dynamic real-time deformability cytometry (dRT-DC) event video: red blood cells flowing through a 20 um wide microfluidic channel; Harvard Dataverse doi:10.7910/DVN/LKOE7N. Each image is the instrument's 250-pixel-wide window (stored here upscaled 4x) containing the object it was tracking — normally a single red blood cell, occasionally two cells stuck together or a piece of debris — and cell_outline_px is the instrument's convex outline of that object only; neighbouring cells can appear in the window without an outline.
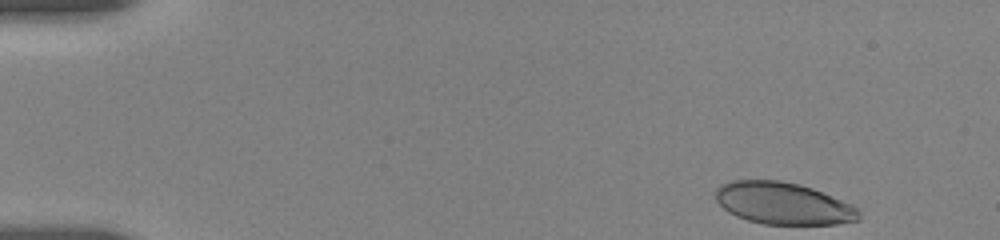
{"species": "human", "species_latin": "Homo sapiens", "temperature_condition": "room temperature", "stored_images_in_passage": 16, "camera_frame_rate_fps": 3000, "um_per_image_px": 0.085, "donor": {"sex": "female"}, "frame": {"image": 1, "passage_image": 1, "time_ms": 0.0, "image_size_px": [1000, 240], "cell_outline_px": [[860, 220], [836, 224], [764, 224], [748, 220], [736, 216], [728, 212], [716, 200], [716, 188], [720, 184], [732, 180], [780, 180], [800, 184], [812, 188], [852, 204], [860, 208]], "centroid_in_image_um": [66.59, 17.28], "position_along_channel_um": 18.4, "area_um2": 35.26}}
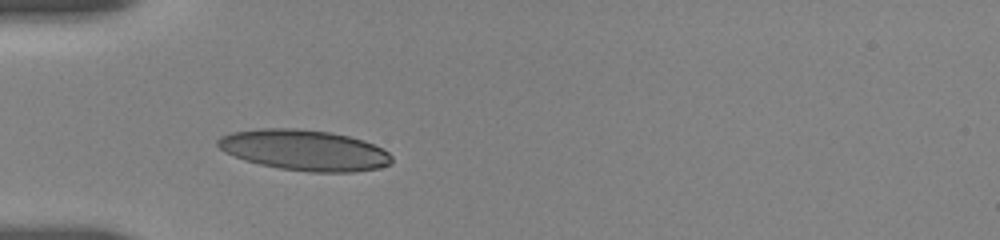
{"frame": {"image": 2, "passage_image": 10, "time_ms": 4.0, "image_size_px": [1000, 240], "cell_outline_px": [[392, 164], [380, 168], [352, 172], [308, 172], [280, 168], [260, 164], [244, 160], [224, 152], [216, 144], [216, 140], [220, 136], [232, 132], [260, 128], [296, 128], [332, 132], [364, 140], [384, 148], [392, 156]], "centroid_in_image_um": [25.89, 12.76], "position_along_channel_um": 59.1, "area_um2": 41.62}}
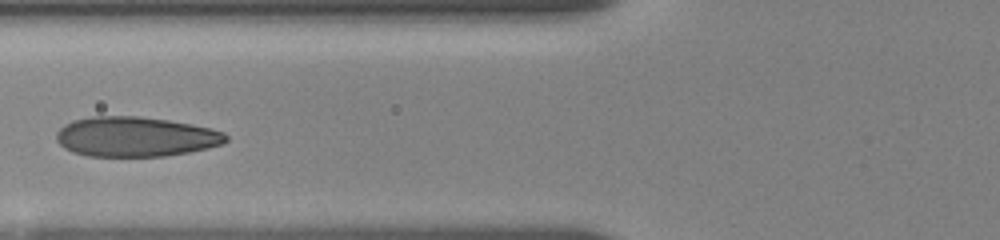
{"frame": {"image": 3, "passage_image": 14, "time_ms": 5.667, "image_size_px": [1000, 240], "cell_outline_px": [[228, 140], [224, 144], [208, 148], [188, 152], [164, 156], [88, 156], [72, 152], [64, 148], [56, 140], [56, 132], [64, 124], [72, 120], [92, 116], [140, 116], [168, 120], [192, 124], [212, 128], [224, 132], [228, 136]], "centroid_in_image_um": [11.52, 11.61], "position_along_channel_um": 114.3, "area_um2": 39.71}}